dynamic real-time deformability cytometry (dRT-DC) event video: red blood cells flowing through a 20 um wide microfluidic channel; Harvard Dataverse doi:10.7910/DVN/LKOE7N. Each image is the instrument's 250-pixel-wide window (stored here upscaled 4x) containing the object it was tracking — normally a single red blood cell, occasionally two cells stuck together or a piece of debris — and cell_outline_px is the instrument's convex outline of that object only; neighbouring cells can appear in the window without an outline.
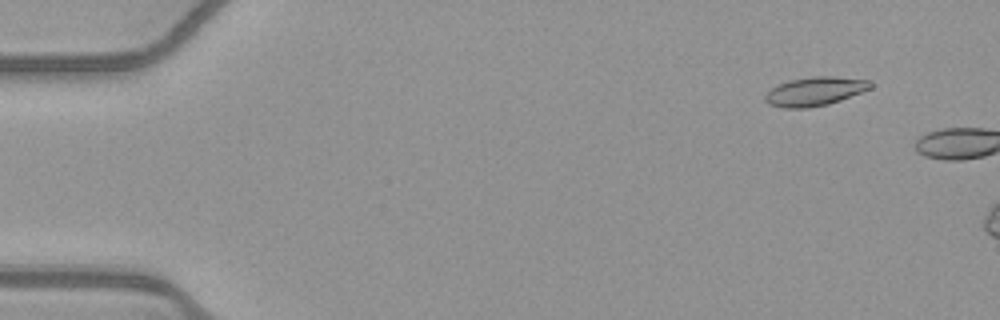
{"species": "common noctule bat (a hibernating species)", "species_latin": "Nyctalus noctula", "temperature_condition": "warm", "stored_images_in_passage": 7, "camera_frame_rate_fps": 3000, "um_per_image_px": 0.085, "animal": {"sex": "female", "body_mass_g": 21.9}, "frame": {"image": 1, "passage_image": 5, "time_ms": 1.333, "image_size_px": [1000, 320], "cell_outline_px": [[872, 88], [840, 100], [828, 104], [808, 108], [784, 108], [768, 104], [764, 100], [764, 96], [772, 88], [788, 80], [812, 76], [836, 76], [868, 80], [872, 84]], "centroid_in_image_um": [69.25, 7.76], "position_along_channel_um": 15.7, "area_um2": 17.69}}